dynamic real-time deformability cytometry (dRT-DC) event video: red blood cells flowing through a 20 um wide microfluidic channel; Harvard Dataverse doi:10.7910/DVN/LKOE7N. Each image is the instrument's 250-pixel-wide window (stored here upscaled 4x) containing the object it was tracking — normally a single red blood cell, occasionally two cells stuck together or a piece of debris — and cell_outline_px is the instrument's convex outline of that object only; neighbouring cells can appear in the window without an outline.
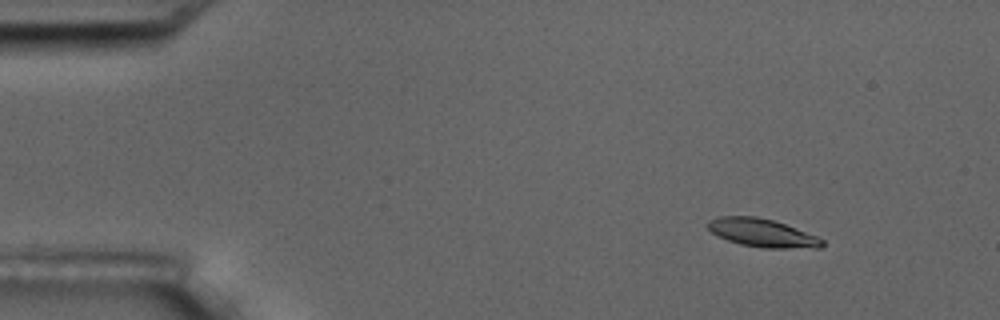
{"species": "common noctule bat (a hibernating species)", "species_latin": "Nyctalus noctula", "temperature_condition": "room temperature", "stored_images_in_passage": 51, "camera_frame_rate_fps": 3000, "um_per_image_px": 0.085, "animal": {"sex": "male", "body_mass_g": 17.5, "forearm_length_mm": 52.3}, "frame": {"image": 1, "passage_image": 2, "time_ms": 0.333, "image_size_px": [1000, 320], "cell_outline_px": [[824, 244], [820, 248], [764, 248], [740, 244], [728, 240], [712, 232], [708, 228], [708, 220], [720, 216], [756, 216], [772, 220], [796, 228], [816, 236], [824, 240]], "centroid_in_image_um": [64.8, 19.8], "position_along_channel_um": 20.2, "area_um2": 18.61}}
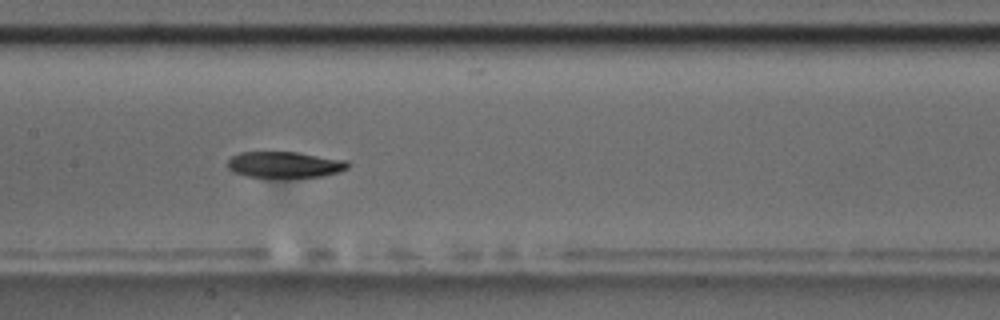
{"frame": {"image": 2, "passage_image": 23, "time_ms": 7.333, "image_size_px": [1000, 320], "cell_outline_px": [[348, 168], [324, 176], [248, 176], [232, 172], [228, 168], [228, 160], [232, 156], [240, 152], [296, 152], [348, 160]], "centroid_in_image_um": [24.19, 13.97], "position_along_channel_um": 183.2, "area_um2": 17.92}}
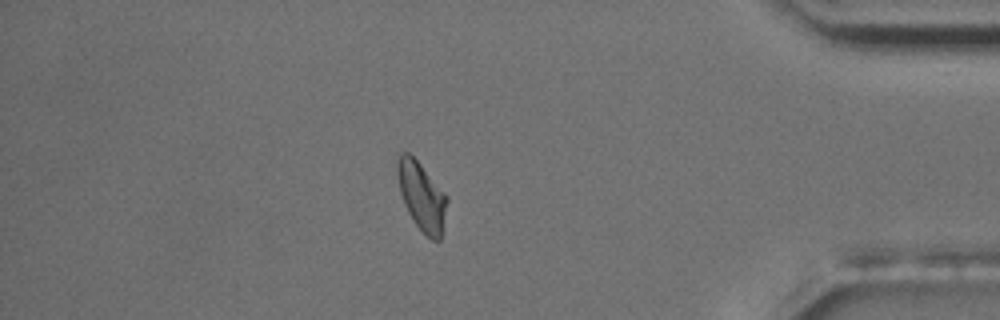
{"frame": {"image": 3, "passage_image": 44, "time_ms": 14.333, "image_size_px": [1000, 320], "cell_outline_px": [[448, 200], [444, 232], [440, 240], [432, 240], [416, 224], [408, 212], [404, 204], [400, 192], [396, 172], [396, 156], [400, 152], [408, 152], [420, 164], [448, 196]], "centroid_in_image_um": [35.85, 16.67], "position_along_channel_um": 399.3, "area_um2": 20.0}, "authors_computed_cell_mechanics": {"area_um2": 19.4208, "velocity_mm_per_s": 3.6018, "shape_relaxation_time_tau1_ms": 5.372, "shape_relaxation_time_tau2_ms": 6.8347, "deformation_change_tau1": 0.1604, "deformation_change_tau2": 0.1335}}